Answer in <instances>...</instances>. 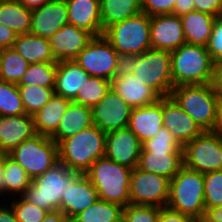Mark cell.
I'll list each match as a JSON object with an SVG mask.
<instances>
[{"label": "cell", "mask_w": 222, "mask_h": 222, "mask_svg": "<svg viewBox=\"0 0 222 222\" xmlns=\"http://www.w3.org/2000/svg\"><path fill=\"white\" fill-rule=\"evenodd\" d=\"M106 133L92 125L58 144L59 161L70 170L85 173L105 156Z\"/></svg>", "instance_id": "cell-1"}, {"label": "cell", "mask_w": 222, "mask_h": 222, "mask_svg": "<svg viewBox=\"0 0 222 222\" xmlns=\"http://www.w3.org/2000/svg\"><path fill=\"white\" fill-rule=\"evenodd\" d=\"M132 169L105 156L97 159L84 173L95 187L100 200L127 206L130 203Z\"/></svg>", "instance_id": "cell-2"}, {"label": "cell", "mask_w": 222, "mask_h": 222, "mask_svg": "<svg viewBox=\"0 0 222 222\" xmlns=\"http://www.w3.org/2000/svg\"><path fill=\"white\" fill-rule=\"evenodd\" d=\"M170 54L173 86L211 82L215 64L206 46L185 43Z\"/></svg>", "instance_id": "cell-3"}, {"label": "cell", "mask_w": 222, "mask_h": 222, "mask_svg": "<svg viewBox=\"0 0 222 222\" xmlns=\"http://www.w3.org/2000/svg\"><path fill=\"white\" fill-rule=\"evenodd\" d=\"M78 174L58 161L44 174L32 179L22 196L48 212L61 211V198Z\"/></svg>", "instance_id": "cell-4"}, {"label": "cell", "mask_w": 222, "mask_h": 222, "mask_svg": "<svg viewBox=\"0 0 222 222\" xmlns=\"http://www.w3.org/2000/svg\"><path fill=\"white\" fill-rule=\"evenodd\" d=\"M204 174L184 165L169 182L166 207L196 218L204 215Z\"/></svg>", "instance_id": "cell-5"}, {"label": "cell", "mask_w": 222, "mask_h": 222, "mask_svg": "<svg viewBox=\"0 0 222 222\" xmlns=\"http://www.w3.org/2000/svg\"><path fill=\"white\" fill-rule=\"evenodd\" d=\"M170 96L203 131L213 129L218 100L210 83L174 86Z\"/></svg>", "instance_id": "cell-6"}, {"label": "cell", "mask_w": 222, "mask_h": 222, "mask_svg": "<svg viewBox=\"0 0 222 222\" xmlns=\"http://www.w3.org/2000/svg\"><path fill=\"white\" fill-rule=\"evenodd\" d=\"M150 23L151 16L141 12L109 26L103 36L118 54L140 55L152 48Z\"/></svg>", "instance_id": "cell-7"}, {"label": "cell", "mask_w": 222, "mask_h": 222, "mask_svg": "<svg viewBox=\"0 0 222 222\" xmlns=\"http://www.w3.org/2000/svg\"><path fill=\"white\" fill-rule=\"evenodd\" d=\"M34 179L59 161L58 145L48 136L36 134L8 154Z\"/></svg>", "instance_id": "cell-8"}, {"label": "cell", "mask_w": 222, "mask_h": 222, "mask_svg": "<svg viewBox=\"0 0 222 222\" xmlns=\"http://www.w3.org/2000/svg\"><path fill=\"white\" fill-rule=\"evenodd\" d=\"M135 68L132 74L142 84L153 89L160 97L170 96L174 88L170 52L150 48L138 55Z\"/></svg>", "instance_id": "cell-9"}, {"label": "cell", "mask_w": 222, "mask_h": 222, "mask_svg": "<svg viewBox=\"0 0 222 222\" xmlns=\"http://www.w3.org/2000/svg\"><path fill=\"white\" fill-rule=\"evenodd\" d=\"M183 165L199 173L222 170V138L203 131L183 146Z\"/></svg>", "instance_id": "cell-10"}, {"label": "cell", "mask_w": 222, "mask_h": 222, "mask_svg": "<svg viewBox=\"0 0 222 222\" xmlns=\"http://www.w3.org/2000/svg\"><path fill=\"white\" fill-rule=\"evenodd\" d=\"M90 76L111 81L116 73L118 53L103 36L93 37L74 59Z\"/></svg>", "instance_id": "cell-11"}, {"label": "cell", "mask_w": 222, "mask_h": 222, "mask_svg": "<svg viewBox=\"0 0 222 222\" xmlns=\"http://www.w3.org/2000/svg\"><path fill=\"white\" fill-rule=\"evenodd\" d=\"M170 180L164 176L143 171L137 167L130 175V203L166 207Z\"/></svg>", "instance_id": "cell-12"}, {"label": "cell", "mask_w": 222, "mask_h": 222, "mask_svg": "<svg viewBox=\"0 0 222 222\" xmlns=\"http://www.w3.org/2000/svg\"><path fill=\"white\" fill-rule=\"evenodd\" d=\"M132 109L110 88L104 98L92 107L93 124L105 133L127 128Z\"/></svg>", "instance_id": "cell-13"}, {"label": "cell", "mask_w": 222, "mask_h": 222, "mask_svg": "<svg viewBox=\"0 0 222 222\" xmlns=\"http://www.w3.org/2000/svg\"><path fill=\"white\" fill-rule=\"evenodd\" d=\"M142 143L127 127L106 133L105 157L131 169L137 167Z\"/></svg>", "instance_id": "cell-14"}, {"label": "cell", "mask_w": 222, "mask_h": 222, "mask_svg": "<svg viewBox=\"0 0 222 222\" xmlns=\"http://www.w3.org/2000/svg\"><path fill=\"white\" fill-rule=\"evenodd\" d=\"M150 41L153 49L168 52L185 44L181 17L173 14L151 16Z\"/></svg>", "instance_id": "cell-15"}, {"label": "cell", "mask_w": 222, "mask_h": 222, "mask_svg": "<svg viewBox=\"0 0 222 222\" xmlns=\"http://www.w3.org/2000/svg\"><path fill=\"white\" fill-rule=\"evenodd\" d=\"M162 117L163 127L169 130L182 146L203 132L171 96L162 97Z\"/></svg>", "instance_id": "cell-16"}, {"label": "cell", "mask_w": 222, "mask_h": 222, "mask_svg": "<svg viewBox=\"0 0 222 222\" xmlns=\"http://www.w3.org/2000/svg\"><path fill=\"white\" fill-rule=\"evenodd\" d=\"M30 33L50 39L60 28L69 24L65 0H49L31 14Z\"/></svg>", "instance_id": "cell-17"}, {"label": "cell", "mask_w": 222, "mask_h": 222, "mask_svg": "<svg viewBox=\"0 0 222 222\" xmlns=\"http://www.w3.org/2000/svg\"><path fill=\"white\" fill-rule=\"evenodd\" d=\"M92 38L86 30L66 24L49 39L52 55L57 62L74 60Z\"/></svg>", "instance_id": "cell-18"}, {"label": "cell", "mask_w": 222, "mask_h": 222, "mask_svg": "<svg viewBox=\"0 0 222 222\" xmlns=\"http://www.w3.org/2000/svg\"><path fill=\"white\" fill-rule=\"evenodd\" d=\"M99 200L98 193L88 177L79 173L61 198V212L71 220Z\"/></svg>", "instance_id": "cell-19"}, {"label": "cell", "mask_w": 222, "mask_h": 222, "mask_svg": "<svg viewBox=\"0 0 222 222\" xmlns=\"http://www.w3.org/2000/svg\"><path fill=\"white\" fill-rule=\"evenodd\" d=\"M36 134L31 115L0 116V148L6 154Z\"/></svg>", "instance_id": "cell-20"}, {"label": "cell", "mask_w": 222, "mask_h": 222, "mask_svg": "<svg viewBox=\"0 0 222 222\" xmlns=\"http://www.w3.org/2000/svg\"><path fill=\"white\" fill-rule=\"evenodd\" d=\"M68 22L93 37L103 35L100 0H65Z\"/></svg>", "instance_id": "cell-21"}, {"label": "cell", "mask_w": 222, "mask_h": 222, "mask_svg": "<svg viewBox=\"0 0 222 222\" xmlns=\"http://www.w3.org/2000/svg\"><path fill=\"white\" fill-rule=\"evenodd\" d=\"M111 89L132 108L151 105L161 98L153 89L142 84L133 74L114 77L111 80Z\"/></svg>", "instance_id": "cell-22"}, {"label": "cell", "mask_w": 222, "mask_h": 222, "mask_svg": "<svg viewBox=\"0 0 222 222\" xmlns=\"http://www.w3.org/2000/svg\"><path fill=\"white\" fill-rule=\"evenodd\" d=\"M162 127V97L151 105L132 109L128 128L141 143L153 138Z\"/></svg>", "instance_id": "cell-23"}, {"label": "cell", "mask_w": 222, "mask_h": 222, "mask_svg": "<svg viewBox=\"0 0 222 222\" xmlns=\"http://www.w3.org/2000/svg\"><path fill=\"white\" fill-rule=\"evenodd\" d=\"M89 79L90 75L75 60L59 61L54 93L72 102Z\"/></svg>", "instance_id": "cell-24"}, {"label": "cell", "mask_w": 222, "mask_h": 222, "mask_svg": "<svg viewBox=\"0 0 222 222\" xmlns=\"http://www.w3.org/2000/svg\"><path fill=\"white\" fill-rule=\"evenodd\" d=\"M183 166V153L141 151L137 168L171 180Z\"/></svg>", "instance_id": "cell-25"}, {"label": "cell", "mask_w": 222, "mask_h": 222, "mask_svg": "<svg viewBox=\"0 0 222 222\" xmlns=\"http://www.w3.org/2000/svg\"><path fill=\"white\" fill-rule=\"evenodd\" d=\"M93 125L92 108L70 102L57 131L50 137L57 145Z\"/></svg>", "instance_id": "cell-26"}, {"label": "cell", "mask_w": 222, "mask_h": 222, "mask_svg": "<svg viewBox=\"0 0 222 222\" xmlns=\"http://www.w3.org/2000/svg\"><path fill=\"white\" fill-rule=\"evenodd\" d=\"M70 100L53 94L49 101L32 117L37 134L51 137L58 129Z\"/></svg>", "instance_id": "cell-27"}, {"label": "cell", "mask_w": 222, "mask_h": 222, "mask_svg": "<svg viewBox=\"0 0 222 222\" xmlns=\"http://www.w3.org/2000/svg\"><path fill=\"white\" fill-rule=\"evenodd\" d=\"M180 17L183 25L185 42L188 44L206 46L212 34L216 17L199 11H192Z\"/></svg>", "instance_id": "cell-28"}, {"label": "cell", "mask_w": 222, "mask_h": 222, "mask_svg": "<svg viewBox=\"0 0 222 222\" xmlns=\"http://www.w3.org/2000/svg\"><path fill=\"white\" fill-rule=\"evenodd\" d=\"M13 48L28 64L57 62L52 55L49 39L31 33L18 35Z\"/></svg>", "instance_id": "cell-29"}, {"label": "cell", "mask_w": 222, "mask_h": 222, "mask_svg": "<svg viewBox=\"0 0 222 222\" xmlns=\"http://www.w3.org/2000/svg\"><path fill=\"white\" fill-rule=\"evenodd\" d=\"M101 23L105 31L109 26L142 12V0H100Z\"/></svg>", "instance_id": "cell-30"}, {"label": "cell", "mask_w": 222, "mask_h": 222, "mask_svg": "<svg viewBox=\"0 0 222 222\" xmlns=\"http://www.w3.org/2000/svg\"><path fill=\"white\" fill-rule=\"evenodd\" d=\"M32 10L17 0H0V23L16 34L30 33Z\"/></svg>", "instance_id": "cell-31"}, {"label": "cell", "mask_w": 222, "mask_h": 222, "mask_svg": "<svg viewBox=\"0 0 222 222\" xmlns=\"http://www.w3.org/2000/svg\"><path fill=\"white\" fill-rule=\"evenodd\" d=\"M3 171L4 201L22 196L32 182L27 172L8 154L3 159Z\"/></svg>", "instance_id": "cell-32"}, {"label": "cell", "mask_w": 222, "mask_h": 222, "mask_svg": "<svg viewBox=\"0 0 222 222\" xmlns=\"http://www.w3.org/2000/svg\"><path fill=\"white\" fill-rule=\"evenodd\" d=\"M122 219V205L99 199L88 209L74 216L70 222H121Z\"/></svg>", "instance_id": "cell-33"}, {"label": "cell", "mask_w": 222, "mask_h": 222, "mask_svg": "<svg viewBox=\"0 0 222 222\" xmlns=\"http://www.w3.org/2000/svg\"><path fill=\"white\" fill-rule=\"evenodd\" d=\"M58 62H40L29 64L27 71L17 86H42L52 88L55 86V75Z\"/></svg>", "instance_id": "cell-34"}, {"label": "cell", "mask_w": 222, "mask_h": 222, "mask_svg": "<svg viewBox=\"0 0 222 222\" xmlns=\"http://www.w3.org/2000/svg\"><path fill=\"white\" fill-rule=\"evenodd\" d=\"M29 64L13 47L5 48L0 64V80L18 84Z\"/></svg>", "instance_id": "cell-35"}, {"label": "cell", "mask_w": 222, "mask_h": 222, "mask_svg": "<svg viewBox=\"0 0 222 222\" xmlns=\"http://www.w3.org/2000/svg\"><path fill=\"white\" fill-rule=\"evenodd\" d=\"M111 88V81L90 76L88 82H85L82 89L79 90L76 98L72 101L79 105L93 107L98 104Z\"/></svg>", "instance_id": "cell-36"}, {"label": "cell", "mask_w": 222, "mask_h": 222, "mask_svg": "<svg viewBox=\"0 0 222 222\" xmlns=\"http://www.w3.org/2000/svg\"><path fill=\"white\" fill-rule=\"evenodd\" d=\"M18 89L25 113L31 116L38 112L54 94L52 88L35 85L18 86Z\"/></svg>", "instance_id": "cell-37"}, {"label": "cell", "mask_w": 222, "mask_h": 222, "mask_svg": "<svg viewBox=\"0 0 222 222\" xmlns=\"http://www.w3.org/2000/svg\"><path fill=\"white\" fill-rule=\"evenodd\" d=\"M26 114L17 84L0 80V116Z\"/></svg>", "instance_id": "cell-38"}, {"label": "cell", "mask_w": 222, "mask_h": 222, "mask_svg": "<svg viewBox=\"0 0 222 222\" xmlns=\"http://www.w3.org/2000/svg\"><path fill=\"white\" fill-rule=\"evenodd\" d=\"M7 202L11 205L18 222H42L48 211L37 207L23 196L9 198Z\"/></svg>", "instance_id": "cell-39"}, {"label": "cell", "mask_w": 222, "mask_h": 222, "mask_svg": "<svg viewBox=\"0 0 222 222\" xmlns=\"http://www.w3.org/2000/svg\"><path fill=\"white\" fill-rule=\"evenodd\" d=\"M141 151L183 153V146L172 136L169 130L162 127L153 138L142 143Z\"/></svg>", "instance_id": "cell-40"}, {"label": "cell", "mask_w": 222, "mask_h": 222, "mask_svg": "<svg viewBox=\"0 0 222 222\" xmlns=\"http://www.w3.org/2000/svg\"><path fill=\"white\" fill-rule=\"evenodd\" d=\"M205 209L222 206V170L204 173Z\"/></svg>", "instance_id": "cell-41"}, {"label": "cell", "mask_w": 222, "mask_h": 222, "mask_svg": "<svg viewBox=\"0 0 222 222\" xmlns=\"http://www.w3.org/2000/svg\"><path fill=\"white\" fill-rule=\"evenodd\" d=\"M160 207L135 205L129 203L123 207V222H159Z\"/></svg>", "instance_id": "cell-42"}, {"label": "cell", "mask_w": 222, "mask_h": 222, "mask_svg": "<svg viewBox=\"0 0 222 222\" xmlns=\"http://www.w3.org/2000/svg\"><path fill=\"white\" fill-rule=\"evenodd\" d=\"M206 49L215 65L222 63V16L216 17Z\"/></svg>", "instance_id": "cell-43"}, {"label": "cell", "mask_w": 222, "mask_h": 222, "mask_svg": "<svg viewBox=\"0 0 222 222\" xmlns=\"http://www.w3.org/2000/svg\"><path fill=\"white\" fill-rule=\"evenodd\" d=\"M176 0H142V12L148 16L172 14Z\"/></svg>", "instance_id": "cell-44"}, {"label": "cell", "mask_w": 222, "mask_h": 222, "mask_svg": "<svg viewBox=\"0 0 222 222\" xmlns=\"http://www.w3.org/2000/svg\"><path fill=\"white\" fill-rule=\"evenodd\" d=\"M138 55L136 54H118V63L114 77H124L135 71Z\"/></svg>", "instance_id": "cell-45"}, {"label": "cell", "mask_w": 222, "mask_h": 222, "mask_svg": "<svg viewBox=\"0 0 222 222\" xmlns=\"http://www.w3.org/2000/svg\"><path fill=\"white\" fill-rule=\"evenodd\" d=\"M194 11H199L213 15L222 16V0H193Z\"/></svg>", "instance_id": "cell-46"}, {"label": "cell", "mask_w": 222, "mask_h": 222, "mask_svg": "<svg viewBox=\"0 0 222 222\" xmlns=\"http://www.w3.org/2000/svg\"><path fill=\"white\" fill-rule=\"evenodd\" d=\"M194 218L184 215L168 207H162L159 214V222H193Z\"/></svg>", "instance_id": "cell-47"}, {"label": "cell", "mask_w": 222, "mask_h": 222, "mask_svg": "<svg viewBox=\"0 0 222 222\" xmlns=\"http://www.w3.org/2000/svg\"><path fill=\"white\" fill-rule=\"evenodd\" d=\"M210 85L217 100L222 101V63L214 66Z\"/></svg>", "instance_id": "cell-48"}, {"label": "cell", "mask_w": 222, "mask_h": 222, "mask_svg": "<svg viewBox=\"0 0 222 222\" xmlns=\"http://www.w3.org/2000/svg\"><path fill=\"white\" fill-rule=\"evenodd\" d=\"M16 34L12 29L0 23V46L4 48L13 47L17 39Z\"/></svg>", "instance_id": "cell-49"}, {"label": "cell", "mask_w": 222, "mask_h": 222, "mask_svg": "<svg viewBox=\"0 0 222 222\" xmlns=\"http://www.w3.org/2000/svg\"><path fill=\"white\" fill-rule=\"evenodd\" d=\"M0 222H18L11 205L7 201H0Z\"/></svg>", "instance_id": "cell-50"}, {"label": "cell", "mask_w": 222, "mask_h": 222, "mask_svg": "<svg viewBox=\"0 0 222 222\" xmlns=\"http://www.w3.org/2000/svg\"><path fill=\"white\" fill-rule=\"evenodd\" d=\"M192 11H194L193 0H176L172 14L181 16Z\"/></svg>", "instance_id": "cell-51"}, {"label": "cell", "mask_w": 222, "mask_h": 222, "mask_svg": "<svg viewBox=\"0 0 222 222\" xmlns=\"http://www.w3.org/2000/svg\"><path fill=\"white\" fill-rule=\"evenodd\" d=\"M211 131L222 138V101L217 103L215 125Z\"/></svg>", "instance_id": "cell-52"}, {"label": "cell", "mask_w": 222, "mask_h": 222, "mask_svg": "<svg viewBox=\"0 0 222 222\" xmlns=\"http://www.w3.org/2000/svg\"><path fill=\"white\" fill-rule=\"evenodd\" d=\"M204 216L212 222H222V206L205 209Z\"/></svg>", "instance_id": "cell-53"}, {"label": "cell", "mask_w": 222, "mask_h": 222, "mask_svg": "<svg viewBox=\"0 0 222 222\" xmlns=\"http://www.w3.org/2000/svg\"><path fill=\"white\" fill-rule=\"evenodd\" d=\"M42 222H70L60 210L48 212Z\"/></svg>", "instance_id": "cell-54"}, {"label": "cell", "mask_w": 222, "mask_h": 222, "mask_svg": "<svg viewBox=\"0 0 222 222\" xmlns=\"http://www.w3.org/2000/svg\"><path fill=\"white\" fill-rule=\"evenodd\" d=\"M21 5L28 9H36L46 4L49 0H17Z\"/></svg>", "instance_id": "cell-55"}, {"label": "cell", "mask_w": 222, "mask_h": 222, "mask_svg": "<svg viewBox=\"0 0 222 222\" xmlns=\"http://www.w3.org/2000/svg\"><path fill=\"white\" fill-rule=\"evenodd\" d=\"M4 171L0 170V201H4Z\"/></svg>", "instance_id": "cell-56"}, {"label": "cell", "mask_w": 222, "mask_h": 222, "mask_svg": "<svg viewBox=\"0 0 222 222\" xmlns=\"http://www.w3.org/2000/svg\"><path fill=\"white\" fill-rule=\"evenodd\" d=\"M193 222H212V221H210L204 215H201V216H198V217L194 218Z\"/></svg>", "instance_id": "cell-57"}, {"label": "cell", "mask_w": 222, "mask_h": 222, "mask_svg": "<svg viewBox=\"0 0 222 222\" xmlns=\"http://www.w3.org/2000/svg\"><path fill=\"white\" fill-rule=\"evenodd\" d=\"M6 153L0 148V170H3V159Z\"/></svg>", "instance_id": "cell-58"}, {"label": "cell", "mask_w": 222, "mask_h": 222, "mask_svg": "<svg viewBox=\"0 0 222 222\" xmlns=\"http://www.w3.org/2000/svg\"><path fill=\"white\" fill-rule=\"evenodd\" d=\"M4 49H5L4 47L0 46V64H1V61H2V55H3Z\"/></svg>", "instance_id": "cell-59"}]
</instances>
